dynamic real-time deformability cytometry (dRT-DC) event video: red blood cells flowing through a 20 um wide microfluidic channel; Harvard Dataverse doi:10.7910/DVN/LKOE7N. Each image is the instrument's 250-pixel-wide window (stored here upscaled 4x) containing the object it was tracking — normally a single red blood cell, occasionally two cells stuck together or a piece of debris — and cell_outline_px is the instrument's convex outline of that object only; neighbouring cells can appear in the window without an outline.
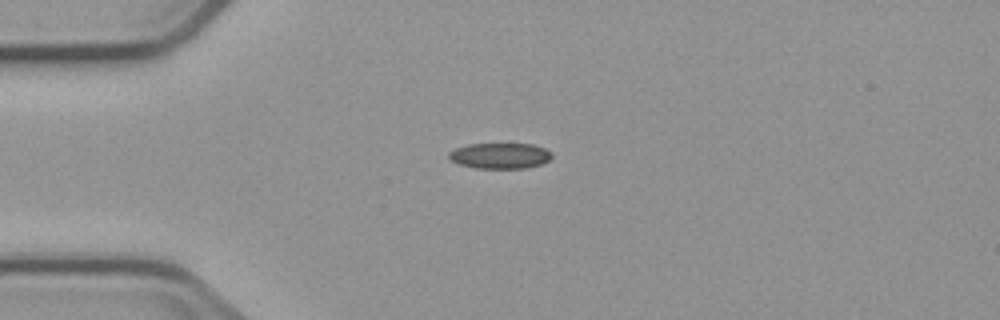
{"species": "common noctule bat (a hibernating species)", "species_latin": "Nyctalus noctula", "temperature_condition": "cold", "stored_images_in_passage": 13, "camera_frame_rate_fps": 3000, "um_per_image_px": 0.085, "animal": {"sex": "male", "body_mass_g": 23.1, "forearm_length_mm": 52.7}, "frame": {"image": 1, "passage_image": 2, "time_ms": 2.667, "image_size_px": [1000, 320], "cell_outline_px": [[552, 156], [548, 160], [540, 164], [528, 168], [476, 168], [456, 164], [448, 160], [448, 152], [456, 148], [468, 144], [532, 144], [544, 148], [552, 152]], "centroid_in_image_um": [42.45, 13.24], "position_along_channel_um": 42.5, "area_um2": 15.55}}
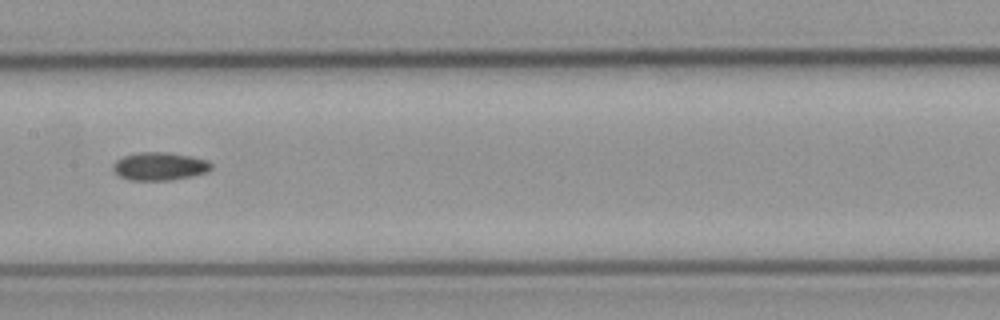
{"frame": {"image": 2, "passage_image": 6, "time_ms": 7.333, "image_size_px": [1000, 320], "cell_outline_px": [[212, 168], [208, 172], [192, 176], [172, 180], [128, 180], [120, 176], [112, 168], [112, 164], [116, 160], [124, 156], [140, 152], [164, 152], [188, 156], [208, 160], [212, 164]], "centroid_in_image_um": [13.57, 14.14], "position_along_channel_um": 193.8, "area_um2": 16.01}}
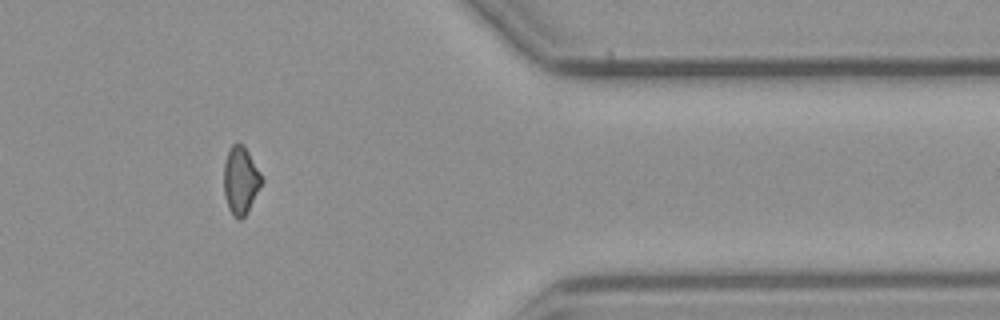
{"frame": {"image": 3, "passage_image": 11, "time_ms": 13.333, "image_size_px": [1000, 320], "cell_outline_px": [[264, 180], [244, 216], [240, 220], [236, 220], [232, 216], [228, 208], [224, 196], [224, 164], [228, 152], [232, 144], [244, 144], [260, 172]], "centroid_in_image_um": [20.44, 15.34], "position_along_channel_um": 391.0, "area_um2": 14.85}}